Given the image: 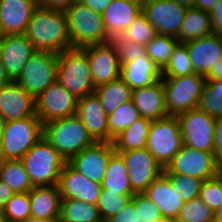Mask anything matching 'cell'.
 Segmentation results:
<instances>
[{
    "label": "cell",
    "mask_w": 222,
    "mask_h": 222,
    "mask_svg": "<svg viewBox=\"0 0 222 222\" xmlns=\"http://www.w3.org/2000/svg\"><path fill=\"white\" fill-rule=\"evenodd\" d=\"M134 195H122L118 192H108V189L101 188L100 196L96 206L104 222L117 214L125 207Z\"/></svg>",
    "instance_id": "74e56055"
},
{
    "label": "cell",
    "mask_w": 222,
    "mask_h": 222,
    "mask_svg": "<svg viewBox=\"0 0 222 222\" xmlns=\"http://www.w3.org/2000/svg\"><path fill=\"white\" fill-rule=\"evenodd\" d=\"M58 54L36 51L29 58L16 82L35 99L57 79Z\"/></svg>",
    "instance_id": "9c48e42d"
},
{
    "label": "cell",
    "mask_w": 222,
    "mask_h": 222,
    "mask_svg": "<svg viewBox=\"0 0 222 222\" xmlns=\"http://www.w3.org/2000/svg\"><path fill=\"white\" fill-rule=\"evenodd\" d=\"M178 44V40L173 36L156 34L153 39L145 45V50L147 56L160 72H162L168 65L170 56Z\"/></svg>",
    "instance_id": "e575fe53"
},
{
    "label": "cell",
    "mask_w": 222,
    "mask_h": 222,
    "mask_svg": "<svg viewBox=\"0 0 222 222\" xmlns=\"http://www.w3.org/2000/svg\"><path fill=\"white\" fill-rule=\"evenodd\" d=\"M173 1H176L178 4L186 8L194 7V2H195V0H173Z\"/></svg>",
    "instance_id": "9f6ffc18"
},
{
    "label": "cell",
    "mask_w": 222,
    "mask_h": 222,
    "mask_svg": "<svg viewBox=\"0 0 222 222\" xmlns=\"http://www.w3.org/2000/svg\"><path fill=\"white\" fill-rule=\"evenodd\" d=\"M36 115V99L16 81L0 88V116L6 122Z\"/></svg>",
    "instance_id": "d6986e66"
},
{
    "label": "cell",
    "mask_w": 222,
    "mask_h": 222,
    "mask_svg": "<svg viewBox=\"0 0 222 222\" xmlns=\"http://www.w3.org/2000/svg\"><path fill=\"white\" fill-rule=\"evenodd\" d=\"M215 88H219V95L222 97V80L209 81Z\"/></svg>",
    "instance_id": "6f0895ef"
},
{
    "label": "cell",
    "mask_w": 222,
    "mask_h": 222,
    "mask_svg": "<svg viewBox=\"0 0 222 222\" xmlns=\"http://www.w3.org/2000/svg\"><path fill=\"white\" fill-rule=\"evenodd\" d=\"M169 116H178L198 108L206 79L193 73L182 77H161Z\"/></svg>",
    "instance_id": "52a82bcc"
},
{
    "label": "cell",
    "mask_w": 222,
    "mask_h": 222,
    "mask_svg": "<svg viewBox=\"0 0 222 222\" xmlns=\"http://www.w3.org/2000/svg\"><path fill=\"white\" fill-rule=\"evenodd\" d=\"M101 187L108 189V192L135 195L132 191L125 162L117 152H114L108 160Z\"/></svg>",
    "instance_id": "f1b7e54d"
},
{
    "label": "cell",
    "mask_w": 222,
    "mask_h": 222,
    "mask_svg": "<svg viewBox=\"0 0 222 222\" xmlns=\"http://www.w3.org/2000/svg\"><path fill=\"white\" fill-rule=\"evenodd\" d=\"M87 7H89L92 11L96 13L103 14L106 7L111 3L112 0H78Z\"/></svg>",
    "instance_id": "f907efd6"
},
{
    "label": "cell",
    "mask_w": 222,
    "mask_h": 222,
    "mask_svg": "<svg viewBox=\"0 0 222 222\" xmlns=\"http://www.w3.org/2000/svg\"><path fill=\"white\" fill-rule=\"evenodd\" d=\"M59 222H104L98 207L75 199H62Z\"/></svg>",
    "instance_id": "d6a6232c"
},
{
    "label": "cell",
    "mask_w": 222,
    "mask_h": 222,
    "mask_svg": "<svg viewBox=\"0 0 222 222\" xmlns=\"http://www.w3.org/2000/svg\"><path fill=\"white\" fill-rule=\"evenodd\" d=\"M30 213L29 192L14 194L1 211L4 222H27Z\"/></svg>",
    "instance_id": "8d00e7d4"
},
{
    "label": "cell",
    "mask_w": 222,
    "mask_h": 222,
    "mask_svg": "<svg viewBox=\"0 0 222 222\" xmlns=\"http://www.w3.org/2000/svg\"><path fill=\"white\" fill-rule=\"evenodd\" d=\"M11 82V79L8 77L4 66L0 61V88L4 85H7Z\"/></svg>",
    "instance_id": "11a10c76"
},
{
    "label": "cell",
    "mask_w": 222,
    "mask_h": 222,
    "mask_svg": "<svg viewBox=\"0 0 222 222\" xmlns=\"http://www.w3.org/2000/svg\"><path fill=\"white\" fill-rule=\"evenodd\" d=\"M58 188L62 199H75L96 205L102 187L66 162L59 177Z\"/></svg>",
    "instance_id": "ac0fdd59"
},
{
    "label": "cell",
    "mask_w": 222,
    "mask_h": 222,
    "mask_svg": "<svg viewBox=\"0 0 222 222\" xmlns=\"http://www.w3.org/2000/svg\"><path fill=\"white\" fill-rule=\"evenodd\" d=\"M83 49L88 57L95 87L120 78L122 64L110 41L83 47Z\"/></svg>",
    "instance_id": "e0dca14e"
},
{
    "label": "cell",
    "mask_w": 222,
    "mask_h": 222,
    "mask_svg": "<svg viewBox=\"0 0 222 222\" xmlns=\"http://www.w3.org/2000/svg\"><path fill=\"white\" fill-rule=\"evenodd\" d=\"M199 197L212 211L220 206L222 203L221 172L217 176L202 182Z\"/></svg>",
    "instance_id": "b9f144b4"
},
{
    "label": "cell",
    "mask_w": 222,
    "mask_h": 222,
    "mask_svg": "<svg viewBox=\"0 0 222 222\" xmlns=\"http://www.w3.org/2000/svg\"><path fill=\"white\" fill-rule=\"evenodd\" d=\"M213 33L222 35V0L210 12Z\"/></svg>",
    "instance_id": "681fc988"
},
{
    "label": "cell",
    "mask_w": 222,
    "mask_h": 222,
    "mask_svg": "<svg viewBox=\"0 0 222 222\" xmlns=\"http://www.w3.org/2000/svg\"><path fill=\"white\" fill-rule=\"evenodd\" d=\"M177 222H213L214 211L207 206L200 197L183 202Z\"/></svg>",
    "instance_id": "f35d334b"
},
{
    "label": "cell",
    "mask_w": 222,
    "mask_h": 222,
    "mask_svg": "<svg viewBox=\"0 0 222 222\" xmlns=\"http://www.w3.org/2000/svg\"><path fill=\"white\" fill-rule=\"evenodd\" d=\"M30 219L59 220L62 196L58 185L33 187L29 192Z\"/></svg>",
    "instance_id": "d4e9b609"
},
{
    "label": "cell",
    "mask_w": 222,
    "mask_h": 222,
    "mask_svg": "<svg viewBox=\"0 0 222 222\" xmlns=\"http://www.w3.org/2000/svg\"><path fill=\"white\" fill-rule=\"evenodd\" d=\"M157 222H177L173 217L162 216Z\"/></svg>",
    "instance_id": "94428289"
},
{
    "label": "cell",
    "mask_w": 222,
    "mask_h": 222,
    "mask_svg": "<svg viewBox=\"0 0 222 222\" xmlns=\"http://www.w3.org/2000/svg\"><path fill=\"white\" fill-rule=\"evenodd\" d=\"M0 180L15 194L30 192L33 188L21 160H0Z\"/></svg>",
    "instance_id": "1f68e13d"
},
{
    "label": "cell",
    "mask_w": 222,
    "mask_h": 222,
    "mask_svg": "<svg viewBox=\"0 0 222 222\" xmlns=\"http://www.w3.org/2000/svg\"><path fill=\"white\" fill-rule=\"evenodd\" d=\"M136 208L142 222H157L162 217L156 204L143 194H136Z\"/></svg>",
    "instance_id": "f6af8a7d"
},
{
    "label": "cell",
    "mask_w": 222,
    "mask_h": 222,
    "mask_svg": "<svg viewBox=\"0 0 222 222\" xmlns=\"http://www.w3.org/2000/svg\"><path fill=\"white\" fill-rule=\"evenodd\" d=\"M214 218L222 219V203L220 206L214 211Z\"/></svg>",
    "instance_id": "91938a15"
},
{
    "label": "cell",
    "mask_w": 222,
    "mask_h": 222,
    "mask_svg": "<svg viewBox=\"0 0 222 222\" xmlns=\"http://www.w3.org/2000/svg\"><path fill=\"white\" fill-rule=\"evenodd\" d=\"M193 73L195 71L186 45L179 43L170 56L168 65L161 72V77H182Z\"/></svg>",
    "instance_id": "d590c367"
},
{
    "label": "cell",
    "mask_w": 222,
    "mask_h": 222,
    "mask_svg": "<svg viewBox=\"0 0 222 222\" xmlns=\"http://www.w3.org/2000/svg\"><path fill=\"white\" fill-rule=\"evenodd\" d=\"M212 33L210 12L192 7L187 8L184 20L175 38L179 43H186Z\"/></svg>",
    "instance_id": "83f0119b"
},
{
    "label": "cell",
    "mask_w": 222,
    "mask_h": 222,
    "mask_svg": "<svg viewBox=\"0 0 222 222\" xmlns=\"http://www.w3.org/2000/svg\"><path fill=\"white\" fill-rule=\"evenodd\" d=\"M213 222H222V219L220 218H214V221Z\"/></svg>",
    "instance_id": "be15d7a7"
},
{
    "label": "cell",
    "mask_w": 222,
    "mask_h": 222,
    "mask_svg": "<svg viewBox=\"0 0 222 222\" xmlns=\"http://www.w3.org/2000/svg\"><path fill=\"white\" fill-rule=\"evenodd\" d=\"M76 115L94 142H108V115L95 93L78 99Z\"/></svg>",
    "instance_id": "ffe728a7"
},
{
    "label": "cell",
    "mask_w": 222,
    "mask_h": 222,
    "mask_svg": "<svg viewBox=\"0 0 222 222\" xmlns=\"http://www.w3.org/2000/svg\"><path fill=\"white\" fill-rule=\"evenodd\" d=\"M43 137V124L35 116L6 122L0 146V160H21Z\"/></svg>",
    "instance_id": "8992f818"
},
{
    "label": "cell",
    "mask_w": 222,
    "mask_h": 222,
    "mask_svg": "<svg viewBox=\"0 0 222 222\" xmlns=\"http://www.w3.org/2000/svg\"><path fill=\"white\" fill-rule=\"evenodd\" d=\"M198 108L213 118L222 117V97L219 95V88H215L209 81H206Z\"/></svg>",
    "instance_id": "7bdbcfd3"
},
{
    "label": "cell",
    "mask_w": 222,
    "mask_h": 222,
    "mask_svg": "<svg viewBox=\"0 0 222 222\" xmlns=\"http://www.w3.org/2000/svg\"><path fill=\"white\" fill-rule=\"evenodd\" d=\"M125 162L132 191L142 194L164 171L146 148L117 152Z\"/></svg>",
    "instance_id": "7c38bea8"
},
{
    "label": "cell",
    "mask_w": 222,
    "mask_h": 222,
    "mask_svg": "<svg viewBox=\"0 0 222 222\" xmlns=\"http://www.w3.org/2000/svg\"><path fill=\"white\" fill-rule=\"evenodd\" d=\"M110 42L114 46L121 64L146 55L145 46L130 41L122 35L113 37Z\"/></svg>",
    "instance_id": "ee69618b"
},
{
    "label": "cell",
    "mask_w": 222,
    "mask_h": 222,
    "mask_svg": "<svg viewBox=\"0 0 222 222\" xmlns=\"http://www.w3.org/2000/svg\"><path fill=\"white\" fill-rule=\"evenodd\" d=\"M156 30L153 25L141 13L128 26L122 36L130 41L145 46L156 35Z\"/></svg>",
    "instance_id": "60d3db41"
},
{
    "label": "cell",
    "mask_w": 222,
    "mask_h": 222,
    "mask_svg": "<svg viewBox=\"0 0 222 222\" xmlns=\"http://www.w3.org/2000/svg\"><path fill=\"white\" fill-rule=\"evenodd\" d=\"M26 36L36 51L60 54L71 48L65 11L37 6L31 16Z\"/></svg>",
    "instance_id": "6da1fadb"
},
{
    "label": "cell",
    "mask_w": 222,
    "mask_h": 222,
    "mask_svg": "<svg viewBox=\"0 0 222 222\" xmlns=\"http://www.w3.org/2000/svg\"><path fill=\"white\" fill-rule=\"evenodd\" d=\"M114 152L113 142H94L73 156L68 163L91 181L101 184L108 160Z\"/></svg>",
    "instance_id": "9a60e30c"
},
{
    "label": "cell",
    "mask_w": 222,
    "mask_h": 222,
    "mask_svg": "<svg viewBox=\"0 0 222 222\" xmlns=\"http://www.w3.org/2000/svg\"><path fill=\"white\" fill-rule=\"evenodd\" d=\"M15 193L7 186L6 183L0 180V211L4 208L5 204Z\"/></svg>",
    "instance_id": "816d5d0a"
},
{
    "label": "cell",
    "mask_w": 222,
    "mask_h": 222,
    "mask_svg": "<svg viewBox=\"0 0 222 222\" xmlns=\"http://www.w3.org/2000/svg\"><path fill=\"white\" fill-rule=\"evenodd\" d=\"M56 81L78 99L94 93L96 87L83 48H69L58 54Z\"/></svg>",
    "instance_id": "5b68a950"
},
{
    "label": "cell",
    "mask_w": 222,
    "mask_h": 222,
    "mask_svg": "<svg viewBox=\"0 0 222 222\" xmlns=\"http://www.w3.org/2000/svg\"><path fill=\"white\" fill-rule=\"evenodd\" d=\"M77 101L74 94L55 81L36 98V116L45 124L76 115Z\"/></svg>",
    "instance_id": "4fadbf2b"
},
{
    "label": "cell",
    "mask_w": 222,
    "mask_h": 222,
    "mask_svg": "<svg viewBox=\"0 0 222 222\" xmlns=\"http://www.w3.org/2000/svg\"><path fill=\"white\" fill-rule=\"evenodd\" d=\"M142 194L156 204L162 216L178 217L183 201L164 174L155 179Z\"/></svg>",
    "instance_id": "484cf974"
},
{
    "label": "cell",
    "mask_w": 222,
    "mask_h": 222,
    "mask_svg": "<svg viewBox=\"0 0 222 222\" xmlns=\"http://www.w3.org/2000/svg\"><path fill=\"white\" fill-rule=\"evenodd\" d=\"M138 216L135 194L132 200L127 205H125L123 209L110 217L106 222H142Z\"/></svg>",
    "instance_id": "bcb514c9"
},
{
    "label": "cell",
    "mask_w": 222,
    "mask_h": 222,
    "mask_svg": "<svg viewBox=\"0 0 222 222\" xmlns=\"http://www.w3.org/2000/svg\"><path fill=\"white\" fill-rule=\"evenodd\" d=\"M120 78L134 90L151 85L161 79V72L146 54L144 57L123 62Z\"/></svg>",
    "instance_id": "4316f807"
},
{
    "label": "cell",
    "mask_w": 222,
    "mask_h": 222,
    "mask_svg": "<svg viewBox=\"0 0 222 222\" xmlns=\"http://www.w3.org/2000/svg\"><path fill=\"white\" fill-rule=\"evenodd\" d=\"M131 100L139 110L141 117L155 121L169 116L162 79L151 85L132 90Z\"/></svg>",
    "instance_id": "cb8c5ba5"
},
{
    "label": "cell",
    "mask_w": 222,
    "mask_h": 222,
    "mask_svg": "<svg viewBox=\"0 0 222 222\" xmlns=\"http://www.w3.org/2000/svg\"><path fill=\"white\" fill-rule=\"evenodd\" d=\"M34 52L36 50L25 33L0 36V61L11 81L20 76Z\"/></svg>",
    "instance_id": "2e32d148"
},
{
    "label": "cell",
    "mask_w": 222,
    "mask_h": 222,
    "mask_svg": "<svg viewBox=\"0 0 222 222\" xmlns=\"http://www.w3.org/2000/svg\"><path fill=\"white\" fill-rule=\"evenodd\" d=\"M141 3H146V2H149V1H152V0H140Z\"/></svg>",
    "instance_id": "03108f58"
},
{
    "label": "cell",
    "mask_w": 222,
    "mask_h": 222,
    "mask_svg": "<svg viewBox=\"0 0 222 222\" xmlns=\"http://www.w3.org/2000/svg\"><path fill=\"white\" fill-rule=\"evenodd\" d=\"M187 8L173 0H152L142 3V13L157 34L176 37Z\"/></svg>",
    "instance_id": "5bb4252c"
},
{
    "label": "cell",
    "mask_w": 222,
    "mask_h": 222,
    "mask_svg": "<svg viewBox=\"0 0 222 222\" xmlns=\"http://www.w3.org/2000/svg\"><path fill=\"white\" fill-rule=\"evenodd\" d=\"M163 172L194 176L204 181L217 176L221 172V164L215 159L213 152L183 145Z\"/></svg>",
    "instance_id": "30bf717a"
},
{
    "label": "cell",
    "mask_w": 222,
    "mask_h": 222,
    "mask_svg": "<svg viewBox=\"0 0 222 222\" xmlns=\"http://www.w3.org/2000/svg\"><path fill=\"white\" fill-rule=\"evenodd\" d=\"M212 152L215 159L222 165V117L215 118Z\"/></svg>",
    "instance_id": "7dc6e473"
},
{
    "label": "cell",
    "mask_w": 222,
    "mask_h": 222,
    "mask_svg": "<svg viewBox=\"0 0 222 222\" xmlns=\"http://www.w3.org/2000/svg\"><path fill=\"white\" fill-rule=\"evenodd\" d=\"M43 137L66 162L94 143L77 115L43 124Z\"/></svg>",
    "instance_id": "7a4b0ae2"
},
{
    "label": "cell",
    "mask_w": 222,
    "mask_h": 222,
    "mask_svg": "<svg viewBox=\"0 0 222 222\" xmlns=\"http://www.w3.org/2000/svg\"><path fill=\"white\" fill-rule=\"evenodd\" d=\"M206 81L222 80V58L204 76Z\"/></svg>",
    "instance_id": "f5cc1de1"
},
{
    "label": "cell",
    "mask_w": 222,
    "mask_h": 222,
    "mask_svg": "<svg viewBox=\"0 0 222 222\" xmlns=\"http://www.w3.org/2000/svg\"><path fill=\"white\" fill-rule=\"evenodd\" d=\"M194 71L205 76L210 68L222 58V35L212 33L184 43Z\"/></svg>",
    "instance_id": "7402d4cb"
},
{
    "label": "cell",
    "mask_w": 222,
    "mask_h": 222,
    "mask_svg": "<svg viewBox=\"0 0 222 222\" xmlns=\"http://www.w3.org/2000/svg\"><path fill=\"white\" fill-rule=\"evenodd\" d=\"M77 0H37V5L43 8L65 11Z\"/></svg>",
    "instance_id": "c3c4849f"
},
{
    "label": "cell",
    "mask_w": 222,
    "mask_h": 222,
    "mask_svg": "<svg viewBox=\"0 0 222 222\" xmlns=\"http://www.w3.org/2000/svg\"><path fill=\"white\" fill-rule=\"evenodd\" d=\"M151 120L140 117L113 140L115 152L146 148Z\"/></svg>",
    "instance_id": "f546056e"
},
{
    "label": "cell",
    "mask_w": 222,
    "mask_h": 222,
    "mask_svg": "<svg viewBox=\"0 0 222 222\" xmlns=\"http://www.w3.org/2000/svg\"><path fill=\"white\" fill-rule=\"evenodd\" d=\"M27 222H59V221L58 220L46 221V220H32V219H29Z\"/></svg>",
    "instance_id": "6125c7cd"
},
{
    "label": "cell",
    "mask_w": 222,
    "mask_h": 222,
    "mask_svg": "<svg viewBox=\"0 0 222 222\" xmlns=\"http://www.w3.org/2000/svg\"><path fill=\"white\" fill-rule=\"evenodd\" d=\"M37 0H0V36L26 33Z\"/></svg>",
    "instance_id": "44dd1931"
},
{
    "label": "cell",
    "mask_w": 222,
    "mask_h": 222,
    "mask_svg": "<svg viewBox=\"0 0 222 222\" xmlns=\"http://www.w3.org/2000/svg\"><path fill=\"white\" fill-rule=\"evenodd\" d=\"M0 222H4L3 216H2V214H1V211H0Z\"/></svg>",
    "instance_id": "e7e4bbea"
},
{
    "label": "cell",
    "mask_w": 222,
    "mask_h": 222,
    "mask_svg": "<svg viewBox=\"0 0 222 222\" xmlns=\"http://www.w3.org/2000/svg\"><path fill=\"white\" fill-rule=\"evenodd\" d=\"M141 13L140 0H112L102 14L108 37L122 35Z\"/></svg>",
    "instance_id": "603a6c76"
},
{
    "label": "cell",
    "mask_w": 222,
    "mask_h": 222,
    "mask_svg": "<svg viewBox=\"0 0 222 222\" xmlns=\"http://www.w3.org/2000/svg\"><path fill=\"white\" fill-rule=\"evenodd\" d=\"M33 187L58 185L66 163L59 152L42 137L21 158Z\"/></svg>",
    "instance_id": "277c9868"
},
{
    "label": "cell",
    "mask_w": 222,
    "mask_h": 222,
    "mask_svg": "<svg viewBox=\"0 0 222 222\" xmlns=\"http://www.w3.org/2000/svg\"><path fill=\"white\" fill-rule=\"evenodd\" d=\"M71 48H83L110 41L103 16L89 7L75 1L65 10Z\"/></svg>",
    "instance_id": "3957f363"
},
{
    "label": "cell",
    "mask_w": 222,
    "mask_h": 222,
    "mask_svg": "<svg viewBox=\"0 0 222 222\" xmlns=\"http://www.w3.org/2000/svg\"><path fill=\"white\" fill-rule=\"evenodd\" d=\"M140 117V112L132 100L123 103L114 112L108 114V142H113L116 137Z\"/></svg>",
    "instance_id": "836d02e7"
},
{
    "label": "cell",
    "mask_w": 222,
    "mask_h": 222,
    "mask_svg": "<svg viewBox=\"0 0 222 222\" xmlns=\"http://www.w3.org/2000/svg\"><path fill=\"white\" fill-rule=\"evenodd\" d=\"M220 0H195L194 8L211 12Z\"/></svg>",
    "instance_id": "db71d44e"
},
{
    "label": "cell",
    "mask_w": 222,
    "mask_h": 222,
    "mask_svg": "<svg viewBox=\"0 0 222 222\" xmlns=\"http://www.w3.org/2000/svg\"><path fill=\"white\" fill-rule=\"evenodd\" d=\"M94 93L107 115L132 98V89L121 78L97 86Z\"/></svg>",
    "instance_id": "4dcf8cb0"
},
{
    "label": "cell",
    "mask_w": 222,
    "mask_h": 222,
    "mask_svg": "<svg viewBox=\"0 0 222 222\" xmlns=\"http://www.w3.org/2000/svg\"><path fill=\"white\" fill-rule=\"evenodd\" d=\"M163 174L168 178L173 189H176L178 194H180L183 202L190 201L199 196L203 180L194 176L172 172H163Z\"/></svg>",
    "instance_id": "ab89813d"
},
{
    "label": "cell",
    "mask_w": 222,
    "mask_h": 222,
    "mask_svg": "<svg viewBox=\"0 0 222 222\" xmlns=\"http://www.w3.org/2000/svg\"><path fill=\"white\" fill-rule=\"evenodd\" d=\"M5 123H6L5 119L0 116V146H1L2 135H3Z\"/></svg>",
    "instance_id": "680465c9"
},
{
    "label": "cell",
    "mask_w": 222,
    "mask_h": 222,
    "mask_svg": "<svg viewBox=\"0 0 222 222\" xmlns=\"http://www.w3.org/2000/svg\"><path fill=\"white\" fill-rule=\"evenodd\" d=\"M183 146V137L177 116H168L151 122L146 149L166 168Z\"/></svg>",
    "instance_id": "ba28073f"
},
{
    "label": "cell",
    "mask_w": 222,
    "mask_h": 222,
    "mask_svg": "<svg viewBox=\"0 0 222 222\" xmlns=\"http://www.w3.org/2000/svg\"><path fill=\"white\" fill-rule=\"evenodd\" d=\"M177 118L183 145L205 152L213 151L215 118L199 108L181 113Z\"/></svg>",
    "instance_id": "8fae6325"
}]
</instances>
